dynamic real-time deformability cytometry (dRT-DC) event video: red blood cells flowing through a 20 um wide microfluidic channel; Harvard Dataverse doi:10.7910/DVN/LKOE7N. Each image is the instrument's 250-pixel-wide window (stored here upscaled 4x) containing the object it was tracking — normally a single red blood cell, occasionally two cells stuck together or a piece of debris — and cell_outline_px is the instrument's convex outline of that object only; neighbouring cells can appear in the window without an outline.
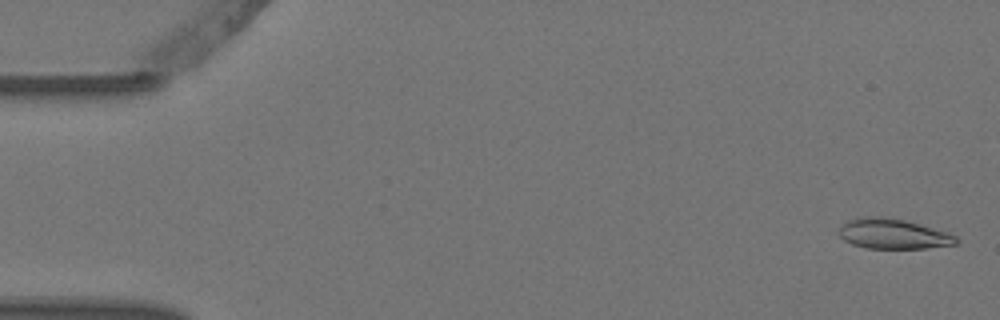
{"species": "Egyptian fruit bat (a non-hibernating species)", "species_latin": "Rousettus aegyptiacus", "temperature_condition": "warm", "stored_images_in_passage": 5, "camera_frame_rate_fps": 3000, "um_per_image_px": 0.085, "animal": {"sex": "female"}, "frame": {"image": 1, "passage_image": 1, "time_ms": 0.0, "image_size_px": [1000, 320], "cell_outline_px": [[960, 240], [956, 244], [924, 248], [864, 248], [852, 244], [844, 240], [840, 236], [840, 228], [848, 220], [856, 216], [880, 216], [904, 220], [948, 232], [956, 236]], "centroid_in_image_um": [75.91, 19.87], "position_along_channel_um": 9.1, "area_um2": 20.52}}
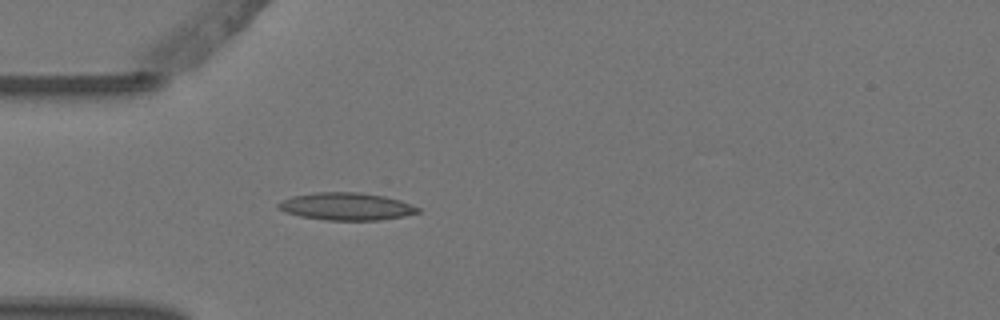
{"frame": {"image": 2, "passage_image": 5, "time_ms": 1.333, "image_size_px": [1000, 320], "cell_outline_px": [[420, 212], [404, 216], [380, 220], [328, 220], [300, 216], [284, 212], [276, 208], [276, 204], [280, 200], [292, 196], [316, 192], [360, 192], [384, 196], [400, 200], [420, 208]], "centroid_in_image_um": [29.4, 17.54], "position_along_channel_um": 55.6, "area_um2": 22.48}}